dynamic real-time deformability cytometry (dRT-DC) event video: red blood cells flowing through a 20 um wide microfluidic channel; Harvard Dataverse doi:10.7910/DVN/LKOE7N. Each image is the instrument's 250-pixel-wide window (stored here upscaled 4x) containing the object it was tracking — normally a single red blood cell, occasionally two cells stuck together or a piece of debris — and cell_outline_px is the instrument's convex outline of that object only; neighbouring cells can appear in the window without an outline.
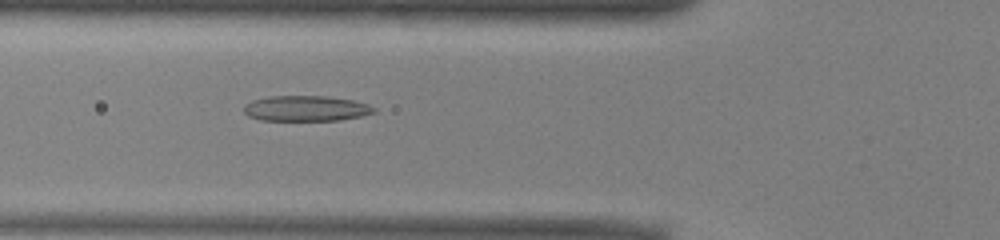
{"species": "common noctule bat (a hibernating species)", "species_latin": "Nyctalus noctula", "temperature_condition": "warm", "stored_images_in_passage": 51, "camera_frame_rate_fps": 3000, "um_per_image_px": 0.085, "animal": {"sex": "male", "body_mass_g": 13.0, "forearm_length_mm": 53.1}, "frame": {"image": 1, "passage_image": 18, "time_ms": 5.667, "image_size_px": [1000, 240], "cell_outline_px": [[376, 112], [360, 116], [340, 120], [260, 120], [248, 116], [244, 112], [244, 104], [252, 100], [268, 96], [328, 96], [352, 100], [368, 104], [376, 108]], "centroid_in_image_um": [25.99, 9.21], "position_along_channel_um": 99.8, "area_um2": 19.36}}
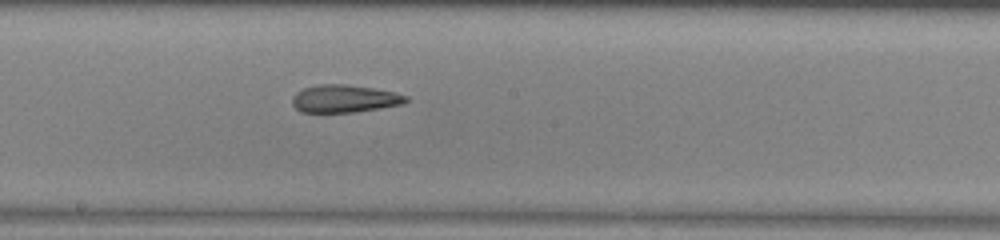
{"frame": {"image": 2, "passage_image": 27, "time_ms": 8.667, "image_size_px": [1000, 240], "cell_outline_px": [[408, 100], [404, 104], [356, 112], [300, 112], [292, 104], [292, 96], [296, 92], [304, 88], [320, 84], [344, 84], [372, 88], [396, 92], [408, 96]], "centroid_in_image_um": [29.29, 8.39], "position_along_channel_um": 218.9, "area_um2": 18.38}}
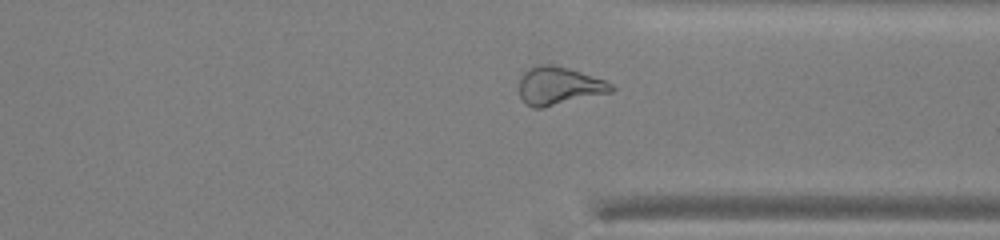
{"frame": {"image": 3, "passage_image": 38, "time_ms": 12.333, "image_size_px": [1000, 240], "cell_outline_px": [[616, 88], [612, 92], [544, 108], [532, 108], [524, 104], [520, 96], [520, 80], [524, 72], [540, 64], [552, 64], [568, 68], [604, 80], [612, 84]], "centroid_in_image_um": [47.51, 7.32], "position_along_channel_um": 363.9, "area_um2": 20.4}, "authors_computed_cell_mechanics": {"area_um2": 20.7502, "velocity_mm_per_s": 3.968, "shape_relaxation_time_tau1_ms": null, "shape_relaxation_time_tau2_ms": 3.527, "deformation_change_tau1": null, "deformation_change_tau2": 0.1433}}